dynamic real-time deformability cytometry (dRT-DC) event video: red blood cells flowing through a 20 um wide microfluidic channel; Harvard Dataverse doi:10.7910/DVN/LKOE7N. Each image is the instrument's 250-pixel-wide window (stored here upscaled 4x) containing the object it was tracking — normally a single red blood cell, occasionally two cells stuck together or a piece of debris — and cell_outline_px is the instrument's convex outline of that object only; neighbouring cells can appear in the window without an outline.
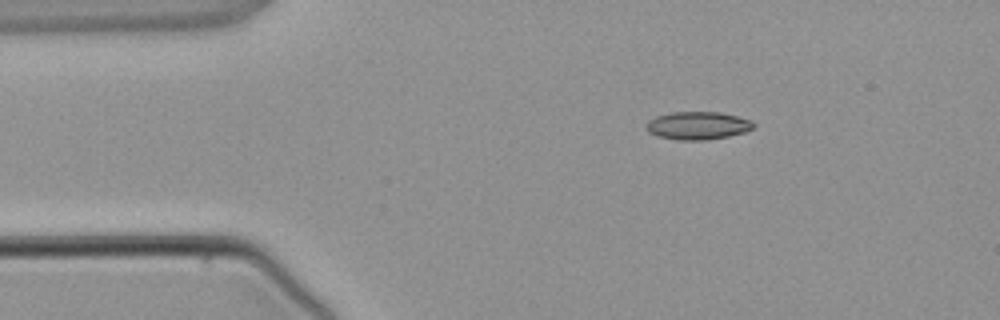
{"species": "common noctule bat (a hibernating species)", "species_latin": "Nyctalus noctula", "temperature_condition": "warm", "stored_images_in_passage": 4, "camera_frame_rate_fps": 3000, "um_per_image_px": 0.085, "animal": {"sex": "male", "body_mass_g": 21.5, "forearm_length_mm": 52.0}, "frame": {"image": 1, "passage_image": 4, "time_ms": 4.667, "image_size_px": [1000, 320], "cell_outline_px": [[756, 124], [752, 128], [744, 132], [728, 136], [704, 140], [676, 140], [656, 136], [648, 132], [644, 124], [648, 120], [656, 116], [672, 112], [720, 112], [752, 120]], "centroid_in_image_um": [59.27, 10.67], "position_along_channel_um": 25.7, "area_um2": 17.57}}